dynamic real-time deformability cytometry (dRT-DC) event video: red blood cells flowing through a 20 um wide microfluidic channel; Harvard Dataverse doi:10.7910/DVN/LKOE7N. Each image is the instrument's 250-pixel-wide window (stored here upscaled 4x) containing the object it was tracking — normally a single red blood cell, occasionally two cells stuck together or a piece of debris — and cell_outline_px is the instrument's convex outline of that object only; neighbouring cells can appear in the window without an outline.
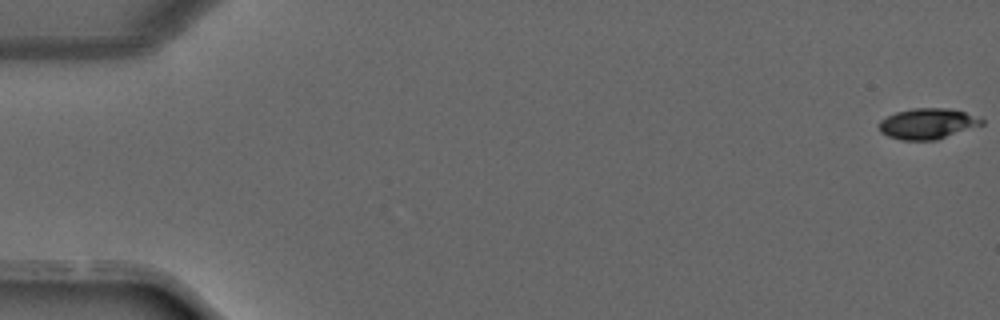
{"species": "common noctule bat (a hibernating species)", "species_latin": "Nyctalus noctula", "temperature_condition": "warm", "stored_images_in_passage": 6, "camera_frame_rate_fps": 3000, "um_per_image_px": 0.085, "animal": {"sex": "male", "forearm_length_mm": 52.5}, "frame": {"image": 1, "passage_image": 1, "time_ms": 0.0, "image_size_px": [1000, 320], "cell_outline_px": [[984, 124], [936, 140], [900, 140], [888, 136], [880, 132], [880, 120], [896, 112], [912, 108], [948, 108], [964, 112], [984, 120]], "centroid_in_image_um": [78.83, 10.51], "position_along_channel_um": 6.2, "area_um2": 18.21}}